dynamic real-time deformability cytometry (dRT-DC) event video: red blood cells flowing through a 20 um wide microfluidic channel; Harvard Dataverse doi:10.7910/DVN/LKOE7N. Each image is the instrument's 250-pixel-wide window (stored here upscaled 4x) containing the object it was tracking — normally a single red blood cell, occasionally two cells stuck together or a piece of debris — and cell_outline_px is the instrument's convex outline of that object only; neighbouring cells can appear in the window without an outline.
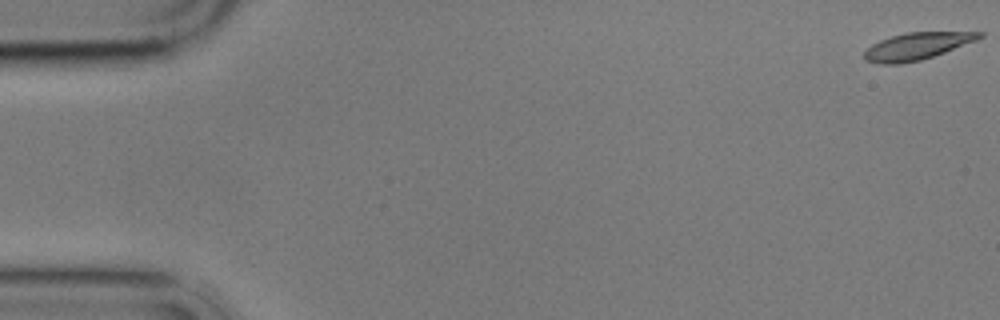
{"species": "common noctule bat (a hibernating species)", "species_latin": "Nyctalus noctula", "temperature_condition": "cold", "stored_images_in_passage": 4, "camera_frame_rate_fps": 3000, "um_per_image_px": 0.085, "animal": {"sex": "male", "body_mass_g": 17.9}, "frame": {"image": 1, "passage_image": 1, "time_ms": 0.0, "image_size_px": [1000, 320], "cell_outline_px": [[984, 36], [976, 40], [944, 52], [920, 60], [900, 64], [880, 64], [864, 60], [864, 52], [872, 44], [880, 40], [892, 36], [908, 32], [984, 32]], "centroid_in_image_um": [77.91, 3.93], "position_along_channel_um": 7.1, "area_um2": 17.92}}